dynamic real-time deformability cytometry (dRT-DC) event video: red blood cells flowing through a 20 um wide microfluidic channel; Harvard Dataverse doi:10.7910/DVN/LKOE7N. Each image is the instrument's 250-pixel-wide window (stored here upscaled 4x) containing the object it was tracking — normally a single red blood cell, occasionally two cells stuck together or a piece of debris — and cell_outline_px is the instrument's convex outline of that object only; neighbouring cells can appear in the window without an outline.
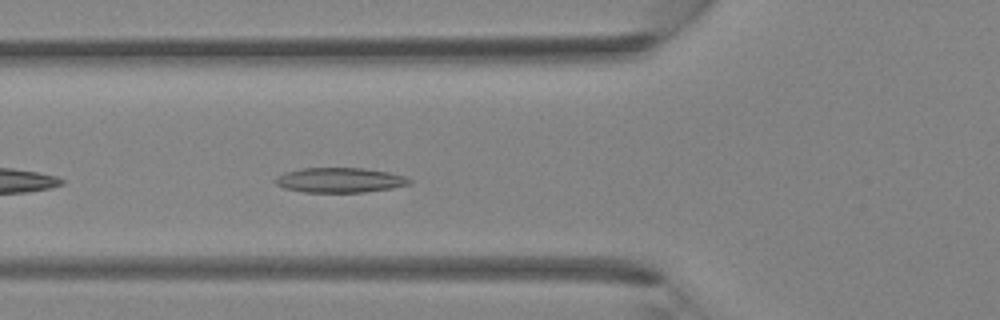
{"species": "Egyptian fruit bat (a non-hibernating species)", "species_latin": "Rousettus aegyptiacus", "temperature_condition": "room temperature", "stored_images_in_passage": 29, "camera_frame_rate_fps": 3000, "um_per_image_px": 0.085, "animal": {"sex": "female"}, "frame": {"image": 1, "passage_image": 4, "time_ms": 1.0, "image_size_px": [1000, 320], "cell_outline_px": [[412, 184], [392, 188], [364, 192], [304, 192], [284, 188], [276, 184], [272, 180], [276, 176], [284, 172], [300, 168], [364, 168], [388, 172], [404, 176], [412, 180]], "centroid_in_image_um": [28.86, 15.31], "position_along_channel_um": 96.9, "area_um2": 19.59}}
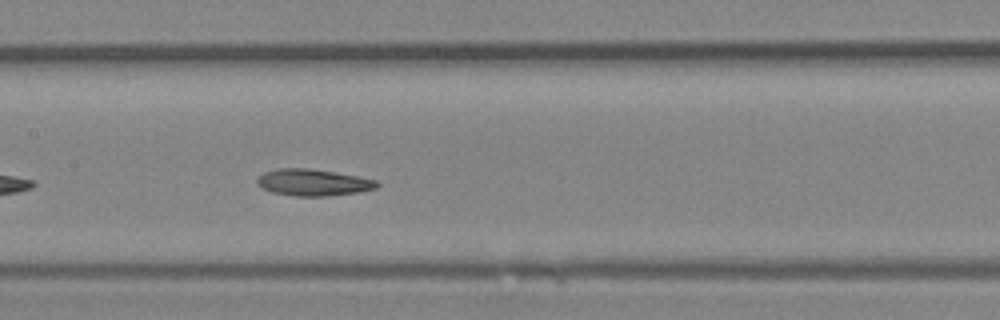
{"frame": {"image": 2, "passage_image": 9, "time_ms": 2.667, "image_size_px": [1000, 320], "cell_outline_px": [[380, 184], [376, 188], [356, 192], [328, 196], [296, 196], [272, 192], [256, 184], [256, 180], [264, 172], [276, 168], [308, 168], [356, 176], [376, 180]], "centroid_in_image_um": [26.58, 15.51], "position_along_channel_um": 180.8, "area_um2": 18.38}}
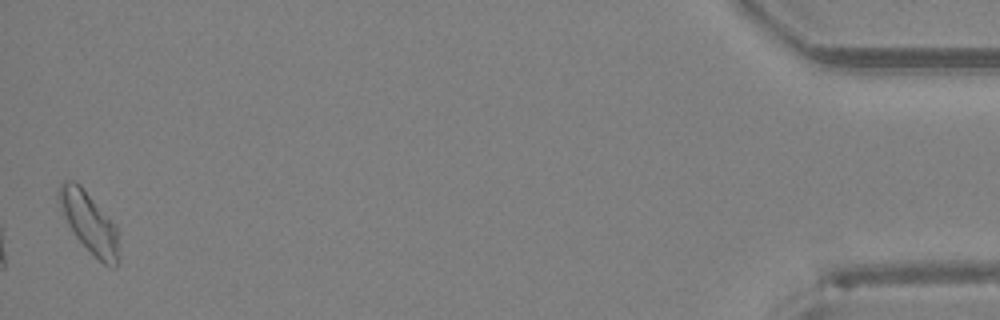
{"frame": {"image": 3, "passage_image": 29, "time_ms": 9.333, "image_size_px": [1000, 320], "cell_outline_px": [[120, 256], [116, 268], [112, 268], [104, 264], [76, 236], [68, 224], [56, 200], [56, 192], [60, 184], [64, 180], [72, 180], [80, 184], [116, 224]], "centroid_in_image_um": [7.58, 18.88], "position_along_channel_um": 427.6, "area_um2": 21.33}}